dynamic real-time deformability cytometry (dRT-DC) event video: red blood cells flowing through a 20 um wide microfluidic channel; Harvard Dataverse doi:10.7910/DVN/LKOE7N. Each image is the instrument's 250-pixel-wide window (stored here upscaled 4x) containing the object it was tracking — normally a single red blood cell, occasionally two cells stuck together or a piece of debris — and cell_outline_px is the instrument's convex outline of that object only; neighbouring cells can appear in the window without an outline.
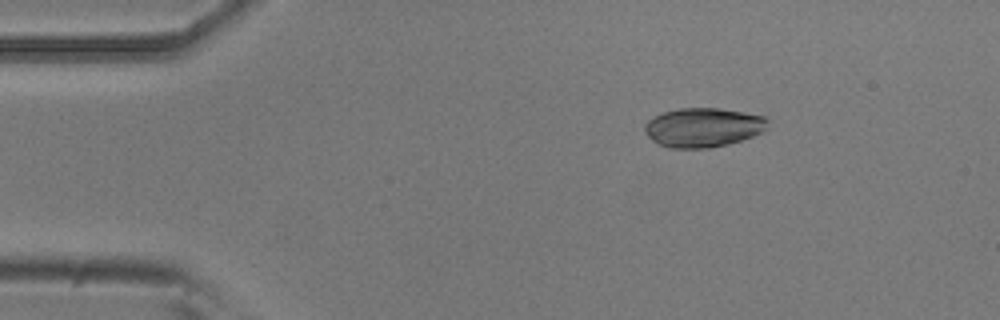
{"species": "common noctule bat (a hibernating species)", "species_latin": "Nyctalus noctula", "temperature_condition": "room temperature", "stored_images_in_passage": 47, "camera_frame_rate_fps": 3000, "um_per_image_px": 0.085, "animal": {"sex": "male", "body_mass_g": 20.5, "forearm_length_mm": 52.5}, "frame": {"image": 1, "passage_image": 2, "time_ms": 0.333, "image_size_px": [1000, 320], "cell_outline_px": [[768, 120], [764, 128], [760, 132], [752, 136], [740, 140], [708, 148], [672, 148], [656, 144], [644, 132], [644, 124], [648, 120], [664, 112], [680, 108], [720, 108], [764, 116]], "centroid_in_image_um": [59.7, 10.83], "position_along_channel_um": 25.3, "area_um2": 27.8}}
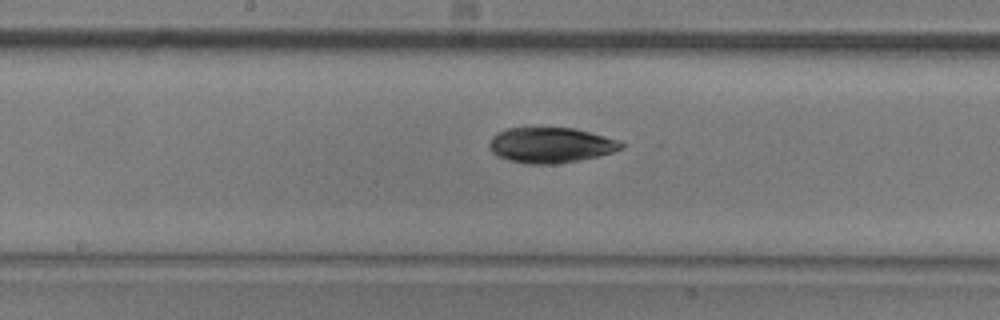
{"frame": {"image": 2, "passage_image": 21, "time_ms": 6.667, "image_size_px": [1000, 320], "cell_outline_px": [[624, 148], [600, 156], [580, 160], [556, 164], [528, 164], [508, 160], [496, 156], [492, 152], [488, 144], [492, 136], [508, 128], [524, 124], [576, 128], [604, 136], [616, 140], [624, 144]], "centroid_in_image_um": [46.76, 12.29], "position_along_channel_um": 201.4, "area_um2": 28.21}}
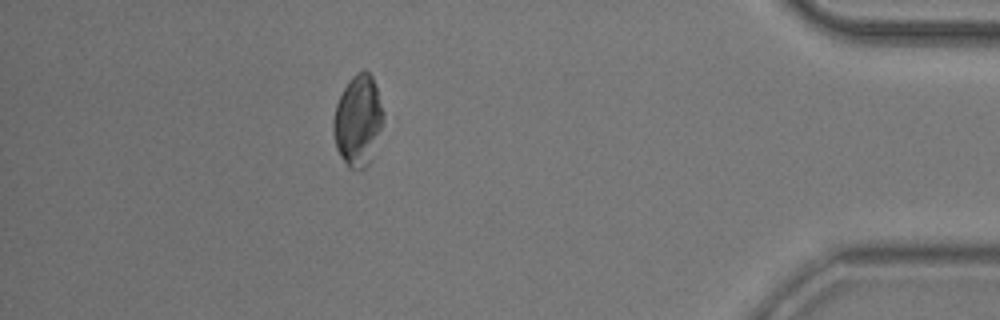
{"frame": {"image": 3, "passage_image": 41, "time_ms": 13.333, "image_size_px": [1000, 320], "cell_outline_px": [[388, 116], [372, 160], [364, 168], [348, 168], [340, 156], [336, 148], [332, 132], [332, 120], [336, 104], [348, 80], [356, 72], [364, 68], [372, 76], [388, 112]], "centroid_in_image_um": [30.5, 10.24], "position_along_channel_um": 404.7, "area_um2": 27.98}, "authors_computed_cell_mechanics": {"area_um2": 27.455, "velocity_mm_per_s": 3.7639, "shape_relaxation_time_tau1_ms": 3.4841, "shape_relaxation_time_tau2_ms": 10.1801, "deformation_change_tau1": 0.0976, "deformation_change_tau2": 0.1016}}